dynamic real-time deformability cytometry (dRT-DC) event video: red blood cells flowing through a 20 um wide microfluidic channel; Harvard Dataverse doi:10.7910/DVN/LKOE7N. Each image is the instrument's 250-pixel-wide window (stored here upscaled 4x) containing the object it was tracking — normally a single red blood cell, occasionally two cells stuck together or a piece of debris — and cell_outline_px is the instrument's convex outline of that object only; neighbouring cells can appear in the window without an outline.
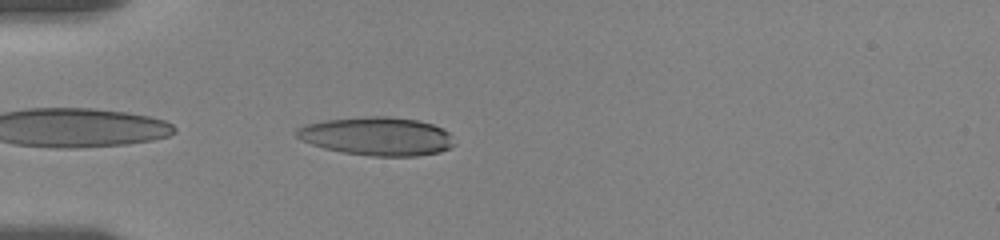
{"species": "human", "species_latin": "Homo sapiens", "temperature_condition": "room temperature", "stored_images_in_passage": 42, "camera_frame_rate_fps": 3000, "um_per_image_px": 0.085, "donor": {"sex": "female"}, "frame": {"image": 1, "passage_image": 2, "time_ms": 0.333, "image_size_px": [1000, 240], "cell_outline_px": [[456, 144], [452, 148], [440, 152], [416, 156], [372, 156], [344, 152], [324, 148], [300, 140], [296, 136], [296, 128], [304, 124], [328, 120], [372, 116], [388, 116], [416, 120], [432, 124], [448, 132], [452, 136]], "centroid_in_image_um": [32.07, 11.59], "position_along_channel_um": 52.9, "area_um2": 35.26}}
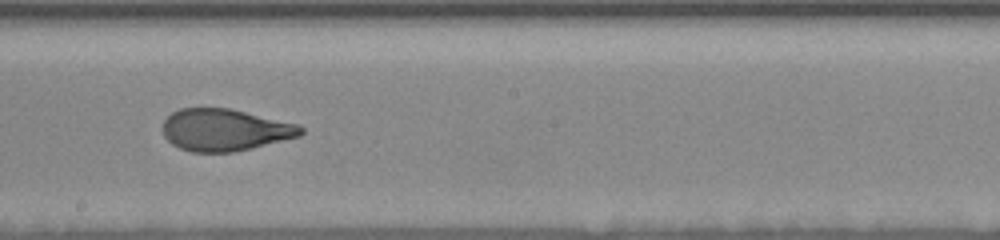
{"frame": {"image": 2, "passage_image": 18, "time_ms": 5.667, "image_size_px": [1000, 240], "cell_outline_px": [[304, 132], [300, 136], [252, 148], [232, 152], [192, 152], [180, 148], [172, 144], [164, 136], [164, 120], [172, 112], [180, 108], [228, 108], [300, 124], [304, 128]], "centroid_in_image_um": [19.14, 11.04], "position_along_channel_um": 229.1, "area_um2": 33.76}}
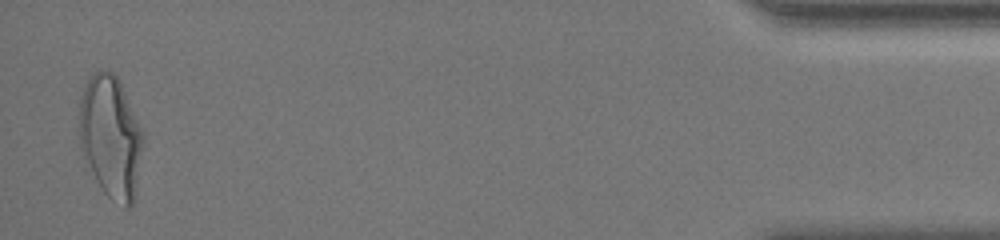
{"frame": {"image": 3, "passage_image": 41, "time_ms": 13.333, "image_size_px": [1000, 240], "cell_outline_px": [[144, 140], [136, 188], [132, 204], [128, 208], [124, 208], [112, 200], [104, 192], [96, 180], [80, 148], [80, 96], [92, 72], [112, 72], [120, 80], [144, 132]], "centroid_in_image_um": [9.43, 11.63], "position_along_channel_um": 425.8, "area_um2": 45.37}, "authors_computed_cell_mechanics": {"area_um2": 35.1135, "velocity_mm_per_s": 3.5496, "shape_relaxation_time_tau1_ms": 9.0976, "shape_relaxation_time_tau2_ms": 0.9737, "deformation_change_tau1": 0.256, "deformation_change_tau2": 0.083}}